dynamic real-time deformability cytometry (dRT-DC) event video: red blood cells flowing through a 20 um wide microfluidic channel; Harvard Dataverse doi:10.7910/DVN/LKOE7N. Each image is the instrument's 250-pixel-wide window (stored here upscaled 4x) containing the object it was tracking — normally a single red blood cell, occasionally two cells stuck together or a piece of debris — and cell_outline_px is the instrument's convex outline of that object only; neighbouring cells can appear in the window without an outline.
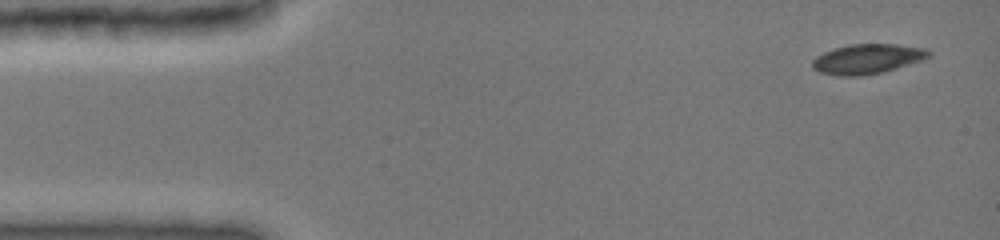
{"species": "common noctule bat (a hibernating species)", "species_latin": "Nyctalus noctula", "temperature_condition": "cold", "stored_images_in_passage": 8, "camera_frame_rate_fps": 3000, "um_per_image_px": 0.085, "animal": {"sex": "female", "body_mass_g": 19.0, "forearm_length_mm": 51.5}, "frame": {"image": 1, "passage_image": 1, "time_ms": 0.0, "image_size_px": [1000, 240], "cell_outline_px": [[932, 56], [924, 60], [884, 72], [860, 76], [836, 76], [820, 72], [812, 68], [812, 60], [816, 56], [824, 52], [848, 44], [896, 44], [924, 48], [932, 52]], "centroid_in_image_um": [73.75, 5.01], "position_along_channel_um": 11.2, "area_um2": 20.46}}